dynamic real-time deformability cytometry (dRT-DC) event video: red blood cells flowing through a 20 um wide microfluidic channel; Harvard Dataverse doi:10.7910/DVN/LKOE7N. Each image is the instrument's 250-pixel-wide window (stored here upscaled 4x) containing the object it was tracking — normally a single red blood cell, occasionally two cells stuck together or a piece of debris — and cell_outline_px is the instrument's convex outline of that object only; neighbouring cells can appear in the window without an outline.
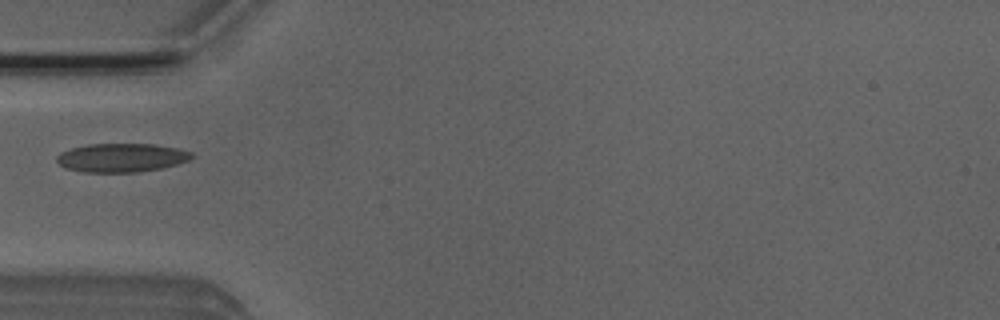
{"species": "Egyptian fruit bat (a non-hibernating species)", "species_latin": "Rousettus aegyptiacus", "temperature_condition": "room temperature", "stored_images_in_passage": 4, "camera_frame_rate_fps": 3000, "um_per_image_px": 0.085, "animal": {"sex": "male"}, "frame": {"image": 1, "passage_image": 4, "time_ms": 1.0, "image_size_px": [1000, 320], "cell_outline_px": [[196, 156], [188, 160], [164, 168], [136, 172], [84, 172], [68, 168], [60, 164], [56, 160], [56, 156], [60, 152], [72, 148], [88, 144], [152, 144], [180, 148], [192, 152]], "centroid_in_image_um": [10.37, 13.4], "position_along_channel_um": 74.6, "area_um2": 22.6}}